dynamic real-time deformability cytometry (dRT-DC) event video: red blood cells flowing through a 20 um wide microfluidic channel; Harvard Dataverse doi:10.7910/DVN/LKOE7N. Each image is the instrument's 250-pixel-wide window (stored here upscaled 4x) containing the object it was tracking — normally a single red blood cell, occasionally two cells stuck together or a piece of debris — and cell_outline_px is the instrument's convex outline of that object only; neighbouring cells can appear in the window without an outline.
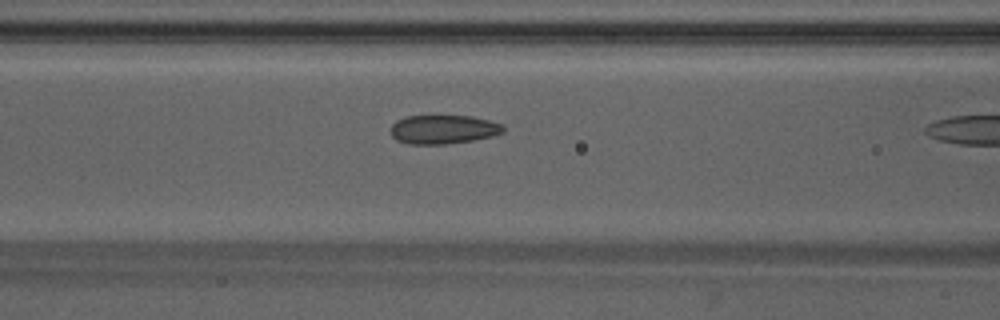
{"species": "Egyptian fruit bat (a non-hibernating species)", "species_latin": "Rousettus aegyptiacus", "temperature_condition": "warm", "stored_images_in_passage": 10, "camera_frame_rate_fps": 3000, "um_per_image_px": 0.085, "animal": {"sex": "male"}, "frame": {"image": 1, "passage_image": 9, "time_ms": 2.667, "image_size_px": [1000, 320], "cell_outline_px": [[504, 132], [492, 136], [472, 140], [444, 144], [408, 144], [396, 140], [392, 136], [392, 124], [396, 120], [404, 116], [472, 116], [504, 124]], "centroid_in_image_um": [37.68, 10.99], "position_along_channel_um": 128.9, "area_um2": 18.96}}